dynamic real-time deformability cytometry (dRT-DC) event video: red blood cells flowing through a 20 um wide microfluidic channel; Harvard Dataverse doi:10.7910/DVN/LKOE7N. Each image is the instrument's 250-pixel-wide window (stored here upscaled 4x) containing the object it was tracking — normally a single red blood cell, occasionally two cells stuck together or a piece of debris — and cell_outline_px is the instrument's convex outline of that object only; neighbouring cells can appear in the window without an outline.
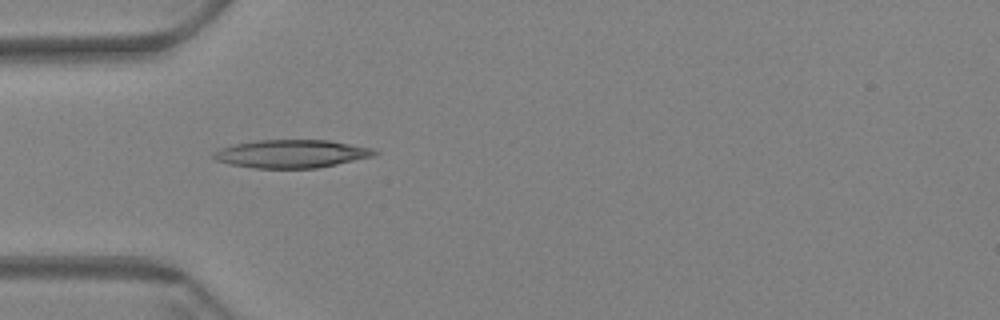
{"species": "Egyptian fruit bat (a non-hibernating species)", "species_latin": "Rousettus aegyptiacus", "temperature_condition": "warm", "stored_images_in_passage": 6, "camera_frame_rate_fps": 3000, "um_per_image_px": 0.085, "animal": {"sex": "female"}, "frame": {"image": 1, "passage_image": 1, "time_ms": 0.0, "image_size_px": [1000, 320], "cell_outline_px": [[380, 152], [372, 156], [336, 164], [316, 168], [252, 168], [232, 164], [216, 160], [212, 156], [212, 152], [220, 148], [236, 144], [256, 140], [328, 140], [372, 148]], "centroid_in_image_um": [24.75, 13.07], "position_along_channel_um": 60.2, "area_um2": 26.13}}